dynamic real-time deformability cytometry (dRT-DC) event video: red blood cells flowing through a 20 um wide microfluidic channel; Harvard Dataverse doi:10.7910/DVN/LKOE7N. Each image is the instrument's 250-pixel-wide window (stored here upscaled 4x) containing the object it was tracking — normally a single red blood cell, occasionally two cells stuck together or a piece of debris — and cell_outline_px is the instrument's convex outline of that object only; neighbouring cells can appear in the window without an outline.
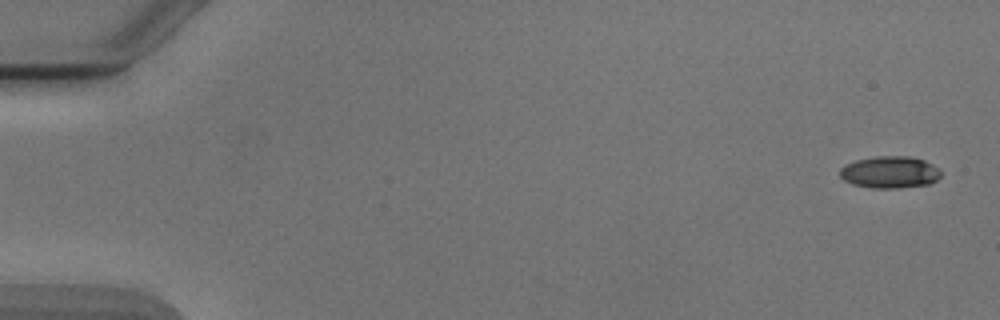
{"species": "Egyptian fruit bat (a non-hibernating species)", "species_latin": "Rousettus aegyptiacus", "temperature_condition": "cold", "stored_images_in_passage": 5, "camera_frame_rate_fps": 3000, "um_per_image_px": 0.085, "animal": {"sex": "male"}, "frame": {"image": 1, "passage_image": 1, "time_ms": 0.0, "image_size_px": [1000, 320], "cell_outline_px": [[940, 176], [936, 180], [928, 184], [896, 188], [872, 188], [852, 184], [844, 180], [840, 176], [840, 168], [844, 164], [856, 160], [872, 156], [912, 156], [924, 160], [932, 164], [940, 172]], "centroid_in_image_um": [75.59, 14.62], "position_along_channel_um": 9.4, "area_um2": 18.84}}